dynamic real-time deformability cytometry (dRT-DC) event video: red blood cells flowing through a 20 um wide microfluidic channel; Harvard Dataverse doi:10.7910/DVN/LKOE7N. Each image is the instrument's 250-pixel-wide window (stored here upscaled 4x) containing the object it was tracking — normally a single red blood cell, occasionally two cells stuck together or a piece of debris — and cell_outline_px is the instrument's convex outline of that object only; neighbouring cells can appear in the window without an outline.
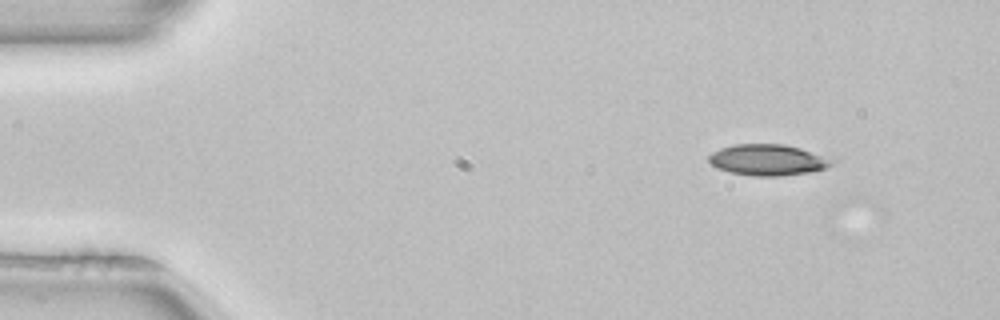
{"species": "common noctule bat (a hibernating species)", "species_latin": "Nyctalus noctula", "temperature_condition": "room temperature", "stored_images_in_passage": 5, "camera_frame_rate_fps": 3000, "um_per_image_px": 0.085, "animal": {"sex": "female", "body_mass_g": 22.7, "forearm_length_mm": 54.2}, "frame": {"image": 1, "passage_image": 3, "time_ms": 0.667, "image_size_px": [1000, 320], "cell_outline_px": [[840, 160], [824, 168], [808, 172], [780, 176], [752, 176], [732, 172], [716, 168], [708, 160], [708, 156], [712, 152], [720, 148], [736, 144], [784, 144], [800, 148]], "centroid_in_image_um": [65.29, 13.59], "position_along_channel_um": 19.7, "area_um2": 22.37}}